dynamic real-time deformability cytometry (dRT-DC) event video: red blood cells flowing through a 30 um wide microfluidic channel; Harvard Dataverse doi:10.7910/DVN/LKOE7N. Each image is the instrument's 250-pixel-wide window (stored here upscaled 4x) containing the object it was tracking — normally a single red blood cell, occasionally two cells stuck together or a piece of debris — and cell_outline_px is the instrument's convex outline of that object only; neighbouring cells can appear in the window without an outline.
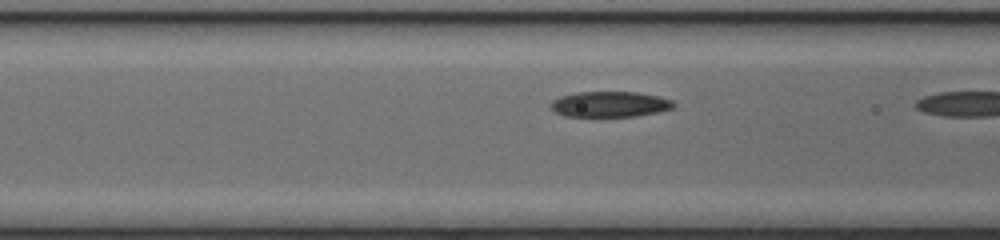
{"species": "common noctule bat (a hibernating species)", "species_latin": "Nyctalus noctula", "temperature_condition": "cold", "stored_images_in_passage": 9, "camera_frame_rate_fps": 3000, "um_per_image_px": 0.085, "animal": {"sex": "female", "body_mass_g": 17.0, "forearm_length_mm": 48.0}, "frame": {"image": 1, "passage_image": 8, "time_ms": 2.333, "image_size_px": [1000, 240], "cell_outline_px": [[676, 104], [672, 108], [656, 112], [636, 116], [564, 116], [556, 112], [552, 108], [552, 100], [560, 96], [576, 92], [636, 92], [656, 96], [672, 100]], "centroid_in_image_um": [51.83, 8.85], "position_along_channel_um": 114.8, "area_um2": 18.09}}